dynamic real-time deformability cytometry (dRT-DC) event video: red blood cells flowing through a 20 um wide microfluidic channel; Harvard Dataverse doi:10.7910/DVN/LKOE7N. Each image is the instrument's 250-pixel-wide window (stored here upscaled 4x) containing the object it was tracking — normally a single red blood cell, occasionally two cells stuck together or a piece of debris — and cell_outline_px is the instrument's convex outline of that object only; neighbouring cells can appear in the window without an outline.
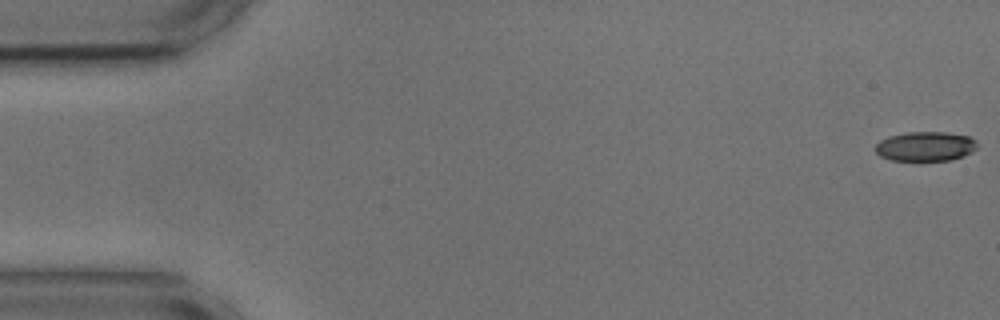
{"species": "common noctule bat (a hibernating species)", "species_latin": "Nyctalus noctula", "temperature_condition": "cold", "stored_images_in_passage": 55, "camera_frame_rate_fps": 3000, "um_per_image_px": 0.085, "animal": {"sex": "male", "body_mass_g": 17.9, "forearm_length_mm": 54.2}, "frame": {"image": 1, "passage_image": 1, "time_ms": 0.0, "image_size_px": [1000, 320], "cell_outline_px": [[976, 148], [972, 152], [964, 156], [952, 160], [892, 160], [880, 156], [876, 152], [876, 144], [880, 140], [888, 136], [908, 132], [944, 132], [968, 136], [976, 140]], "centroid_in_image_um": [78.67, 12.44], "position_along_channel_um": 6.3, "area_um2": 17.46}}
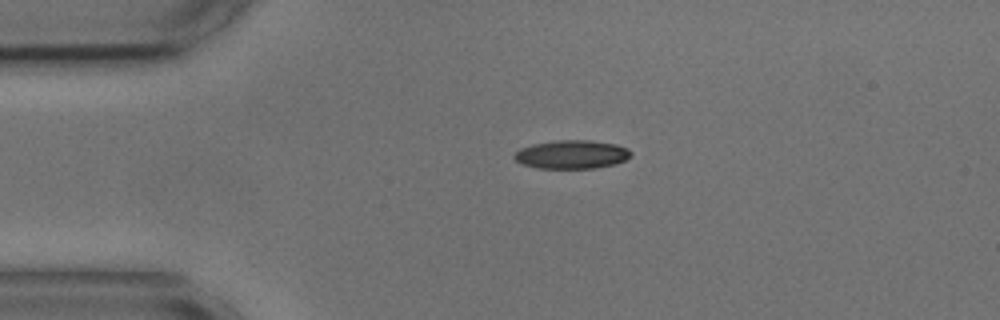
{"frame": {"image": 2, "passage_image": 12, "time_ms": 3.667, "image_size_px": [1000, 320], "cell_outline_px": [[632, 156], [616, 164], [596, 168], [536, 168], [524, 164], [516, 160], [512, 156], [520, 148], [532, 144], [556, 140], [592, 140], [616, 144], [628, 148], [632, 152]], "centroid_in_image_um": [48.63, 13.12], "position_along_channel_um": 36.4, "area_um2": 19.54}}
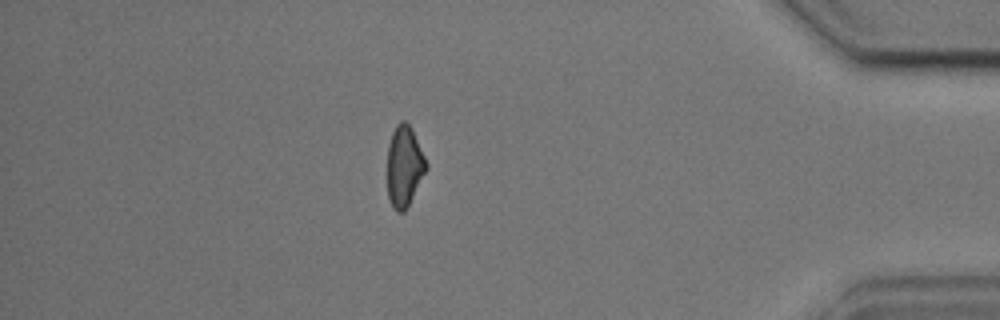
{"frame": {"image": 3, "passage_image": 48, "time_ms": 15.667, "image_size_px": [1000, 320], "cell_outline_px": [[428, 168], [404, 212], [396, 212], [392, 208], [388, 200], [388, 144], [392, 132], [396, 124], [400, 120], [404, 120], [412, 128], [428, 164]], "centroid_in_image_um": [34.36, 14.12], "position_along_channel_um": 400.8, "area_um2": 18.44}, "authors_computed_cell_mechanics": {"area_um2": 19.1318, "velocity_mm_per_s": 3.6272, "shape_relaxation_time_tau1_ms": 4.2968, "shape_relaxation_time_tau2_ms": 4.4763, "deformation_change_tau1": 0.1016, "deformation_change_tau2": 0.1191}}